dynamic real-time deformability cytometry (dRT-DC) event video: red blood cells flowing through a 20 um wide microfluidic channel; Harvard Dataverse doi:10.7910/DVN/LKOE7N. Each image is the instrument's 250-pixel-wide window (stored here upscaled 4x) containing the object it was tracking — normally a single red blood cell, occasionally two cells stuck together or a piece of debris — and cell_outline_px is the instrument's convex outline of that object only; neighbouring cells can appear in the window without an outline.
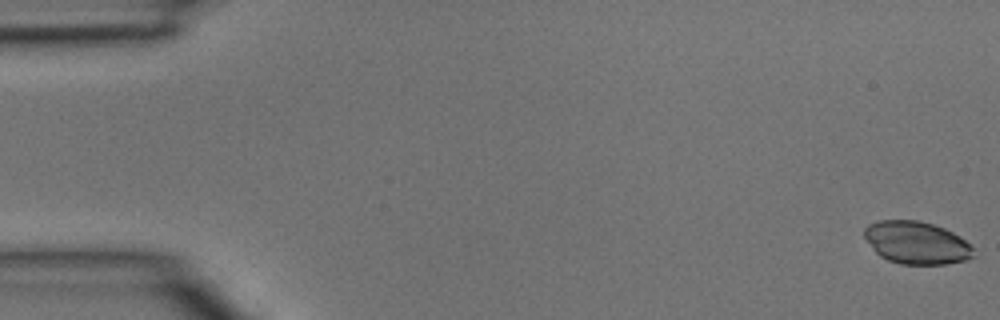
{"species": "common noctule bat (a hibernating species)", "species_latin": "Nyctalus noctula", "temperature_condition": "room temperature", "stored_images_in_passage": 5, "camera_frame_rate_fps": 3000, "um_per_image_px": 0.085, "animal": {"sex": "male", "body_mass_g": 15.6}, "frame": {"image": 1, "passage_image": 1, "time_ms": 0.0, "image_size_px": [1000, 320], "cell_outline_px": [[972, 256], [964, 260], [944, 264], [900, 264], [888, 260], [880, 256], [876, 252], [864, 236], [864, 228], [868, 224], [876, 220], [920, 220], [944, 228], [960, 236], [972, 248]], "centroid_in_image_um": [77.86, 20.61], "position_along_channel_um": 7.1, "area_um2": 26.88}}
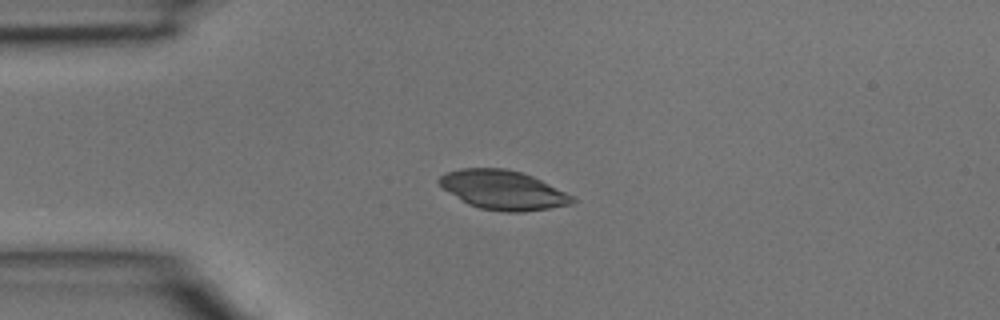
{"frame": {"image": 2, "passage_image": 4, "time_ms": 1.0, "image_size_px": [1000, 320], "cell_outline_px": [[576, 200], [572, 204], [548, 208], [520, 212], [508, 212], [480, 208], [468, 204], [444, 188], [436, 180], [440, 176], [448, 172], [460, 168], [504, 168], [520, 172], [532, 176], [572, 196]], "centroid_in_image_um": [42.74, 16.14], "position_along_channel_um": 42.3, "area_um2": 29.82}}